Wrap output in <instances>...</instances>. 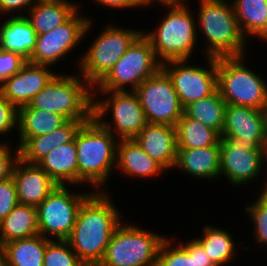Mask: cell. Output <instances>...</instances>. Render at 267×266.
<instances>
[{"label":"cell","mask_w":267,"mask_h":266,"mask_svg":"<svg viewBox=\"0 0 267 266\" xmlns=\"http://www.w3.org/2000/svg\"><path fill=\"white\" fill-rule=\"evenodd\" d=\"M92 194L82 203L76 223L66 241L86 266H98L116 228L121 213L107 194Z\"/></svg>","instance_id":"6da1fadb"},{"label":"cell","mask_w":267,"mask_h":266,"mask_svg":"<svg viewBox=\"0 0 267 266\" xmlns=\"http://www.w3.org/2000/svg\"><path fill=\"white\" fill-rule=\"evenodd\" d=\"M116 136L103 128L94 118L84 123L75 135L78 163V185L90 183L94 187L105 184L116 166Z\"/></svg>","instance_id":"7a4b0ae2"},{"label":"cell","mask_w":267,"mask_h":266,"mask_svg":"<svg viewBox=\"0 0 267 266\" xmlns=\"http://www.w3.org/2000/svg\"><path fill=\"white\" fill-rule=\"evenodd\" d=\"M81 77L80 79V76L55 75L29 105L32 108L60 114L67 120L89 122L93 118L96 89L83 76Z\"/></svg>","instance_id":"3957f363"},{"label":"cell","mask_w":267,"mask_h":266,"mask_svg":"<svg viewBox=\"0 0 267 266\" xmlns=\"http://www.w3.org/2000/svg\"><path fill=\"white\" fill-rule=\"evenodd\" d=\"M198 26L207 43L206 57L245 55L246 38L239 27L233 5L227 0H199ZM246 38V39H245Z\"/></svg>","instance_id":"277c9868"},{"label":"cell","mask_w":267,"mask_h":266,"mask_svg":"<svg viewBox=\"0 0 267 266\" xmlns=\"http://www.w3.org/2000/svg\"><path fill=\"white\" fill-rule=\"evenodd\" d=\"M168 15L153 32L142 31L150 41L161 64L172 60H189L197 41V23L188 6H168ZM194 18V19H193Z\"/></svg>","instance_id":"5b68a950"},{"label":"cell","mask_w":267,"mask_h":266,"mask_svg":"<svg viewBox=\"0 0 267 266\" xmlns=\"http://www.w3.org/2000/svg\"><path fill=\"white\" fill-rule=\"evenodd\" d=\"M244 56L217 58V89L227 104L267 108V84L244 66Z\"/></svg>","instance_id":"8992f818"},{"label":"cell","mask_w":267,"mask_h":266,"mask_svg":"<svg viewBox=\"0 0 267 266\" xmlns=\"http://www.w3.org/2000/svg\"><path fill=\"white\" fill-rule=\"evenodd\" d=\"M166 237L134 225L120 224L98 266H156L161 243Z\"/></svg>","instance_id":"52a82bcc"},{"label":"cell","mask_w":267,"mask_h":266,"mask_svg":"<svg viewBox=\"0 0 267 266\" xmlns=\"http://www.w3.org/2000/svg\"><path fill=\"white\" fill-rule=\"evenodd\" d=\"M150 41L141 33L114 64L108 74L95 86L98 91H134L143 81L152 77L160 68Z\"/></svg>","instance_id":"ba28073f"},{"label":"cell","mask_w":267,"mask_h":266,"mask_svg":"<svg viewBox=\"0 0 267 266\" xmlns=\"http://www.w3.org/2000/svg\"><path fill=\"white\" fill-rule=\"evenodd\" d=\"M105 29V30H104ZM79 61L81 76L95 87L142 31L114 25L104 28Z\"/></svg>","instance_id":"9c48e42d"},{"label":"cell","mask_w":267,"mask_h":266,"mask_svg":"<svg viewBox=\"0 0 267 266\" xmlns=\"http://www.w3.org/2000/svg\"><path fill=\"white\" fill-rule=\"evenodd\" d=\"M98 92L107 95L110 93V95L100 102L93 100V118L106 130L119 134V140L133 139L148 123L134 91ZM110 110H112L113 123L103 121L102 118Z\"/></svg>","instance_id":"30bf717a"},{"label":"cell","mask_w":267,"mask_h":266,"mask_svg":"<svg viewBox=\"0 0 267 266\" xmlns=\"http://www.w3.org/2000/svg\"><path fill=\"white\" fill-rule=\"evenodd\" d=\"M67 189L66 185H58L37 206L39 234L47 239L52 240L49 237L52 234L56 240H66L73 230L82 203L92 194H71Z\"/></svg>","instance_id":"8fae6325"},{"label":"cell","mask_w":267,"mask_h":266,"mask_svg":"<svg viewBox=\"0 0 267 266\" xmlns=\"http://www.w3.org/2000/svg\"><path fill=\"white\" fill-rule=\"evenodd\" d=\"M134 92L138 96L148 123L175 127L184 114V108L172 81L162 68L143 81Z\"/></svg>","instance_id":"7c38bea8"},{"label":"cell","mask_w":267,"mask_h":266,"mask_svg":"<svg viewBox=\"0 0 267 266\" xmlns=\"http://www.w3.org/2000/svg\"><path fill=\"white\" fill-rule=\"evenodd\" d=\"M207 60L209 69L187 65V60H172L161 65L170 77L183 108L217 90V58L207 57Z\"/></svg>","instance_id":"4fadbf2b"},{"label":"cell","mask_w":267,"mask_h":266,"mask_svg":"<svg viewBox=\"0 0 267 266\" xmlns=\"http://www.w3.org/2000/svg\"><path fill=\"white\" fill-rule=\"evenodd\" d=\"M91 26V19L80 16L77 10L62 25L48 33L37 35L36 46L29 62L50 67L78 46Z\"/></svg>","instance_id":"5bb4252c"},{"label":"cell","mask_w":267,"mask_h":266,"mask_svg":"<svg viewBox=\"0 0 267 266\" xmlns=\"http://www.w3.org/2000/svg\"><path fill=\"white\" fill-rule=\"evenodd\" d=\"M220 159V176L224 174L229 182L238 186L259 176L264 161L267 162V151L266 148H249L230 138H220Z\"/></svg>","instance_id":"9a60e30c"},{"label":"cell","mask_w":267,"mask_h":266,"mask_svg":"<svg viewBox=\"0 0 267 266\" xmlns=\"http://www.w3.org/2000/svg\"><path fill=\"white\" fill-rule=\"evenodd\" d=\"M221 138H230L249 148H266L265 110L227 104Z\"/></svg>","instance_id":"2e32d148"},{"label":"cell","mask_w":267,"mask_h":266,"mask_svg":"<svg viewBox=\"0 0 267 266\" xmlns=\"http://www.w3.org/2000/svg\"><path fill=\"white\" fill-rule=\"evenodd\" d=\"M55 75L48 70V65L27 61L17 73L0 84V92L19 109L29 105Z\"/></svg>","instance_id":"e0dca14e"},{"label":"cell","mask_w":267,"mask_h":266,"mask_svg":"<svg viewBox=\"0 0 267 266\" xmlns=\"http://www.w3.org/2000/svg\"><path fill=\"white\" fill-rule=\"evenodd\" d=\"M12 178L19 203L34 207L58 186L38 164H30L20 158L14 166Z\"/></svg>","instance_id":"ac0fdd59"},{"label":"cell","mask_w":267,"mask_h":266,"mask_svg":"<svg viewBox=\"0 0 267 266\" xmlns=\"http://www.w3.org/2000/svg\"><path fill=\"white\" fill-rule=\"evenodd\" d=\"M133 139L149 157L155 159L166 170L175 166L177 138L174 126L147 123Z\"/></svg>","instance_id":"d6986e66"},{"label":"cell","mask_w":267,"mask_h":266,"mask_svg":"<svg viewBox=\"0 0 267 266\" xmlns=\"http://www.w3.org/2000/svg\"><path fill=\"white\" fill-rule=\"evenodd\" d=\"M84 123H86L85 120H68L47 135L28 138L19 147V158L30 164H38L53 148L73 142L76 133Z\"/></svg>","instance_id":"ffe728a7"},{"label":"cell","mask_w":267,"mask_h":266,"mask_svg":"<svg viewBox=\"0 0 267 266\" xmlns=\"http://www.w3.org/2000/svg\"><path fill=\"white\" fill-rule=\"evenodd\" d=\"M220 141L204 148H177L174 167L201 179H217L220 175Z\"/></svg>","instance_id":"44dd1931"},{"label":"cell","mask_w":267,"mask_h":266,"mask_svg":"<svg viewBox=\"0 0 267 266\" xmlns=\"http://www.w3.org/2000/svg\"><path fill=\"white\" fill-rule=\"evenodd\" d=\"M37 34L23 13L12 15L1 24L0 49L19 54L27 61L36 46Z\"/></svg>","instance_id":"7402d4cb"},{"label":"cell","mask_w":267,"mask_h":266,"mask_svg":"<svg viewBox=\"0 0 267 266\" xmlns=\"http://www.w3.org/2000/svg\"><path fill=\"white\" fill-rule=\"evenodd\" d=\"M117 141L116 166L122 173L146 179L166 171L155 159L149 157L134 139Z\"/></svg>","instance_id":"603a6c76"},{"label":"cell","mask_w":267,"mask_h":266,"mask_svg":"<svg viewBox=\"0 0 267 266\" xmlns=\"http://www.w3.org/2000/svg\"><path fill=\"white\" fill-rule=\"evenodd\" d=\"M68 0H37L26 16L37 35L48 33L66 22L78 9Z\"/></svg>","instance_id":"cb8c5ba5"},{"label":"cell","mask_w":267,"mask_h":266,"mask_svg":"<svg viewBox=\"0 0 267 266\" xmlns=\"http://www.w3.org/2000/svg\"><path fill=\"white\" fill-rule=\"evenodd\" d=\"M38 165L57 185L78 184L75 141L53 148Z\"/></svg>","instance_id":"d4e9b609"},{"label":"cell","mask_w":267,"mask_h":266,"mask_svg":"<svg viewBox=\"0 0 267 266\" xmlns=\"http://www.w3.org/2000/svg\"><path fill=\"white\" fill-rule=\"evenodd\" d=\"M68 120L47 110L32 108L30 105L18 109L17 129L19 131L18 148L30 137L42 136L55 131Z\"/></svg>","instance_id":"484cf974"},{"label":"cell","mask_w":267,"mask_h":266,"mask_svg":"<svg viewBox=\"0 0 267 266\" xmlns=\"http://www.w3.org/2000/svg\"><path fill=\"white\" fill-rule=\"evenodd\" d=\"M38 234L37 207L34 206L18 203L0 222V241L3 244Z\"/></svg>","instance_id":"4316f807"},{"label":"cell","mask_w":267,"mask_h":266,"mask_svg":"<svg viewBox=\"0 0 267 266\" xmlns=\"http://www.w3.org/2000/svg\"><path fill=\"white\" fill-rule=\"evenodd\" d=\"M47 239L38 234L4 244L6 266H43Z\"/></svg>","instance_id":"83f0119b"},{"label":"cell","mask_w":267,"mask_h":266,"mask_svg":"<svg viewBox=\"0 0 267 266\" xmlns=\"http://www.w3.org/2000/svg\"><path fill=\"white\" fill-rule=\"evenodd\" d=\"M232 5L242 34L267 41L266 0H234Z\"/></svg>","instance_id":"f1b7e54d"},{"label":"cell","mask_w":267,"mask_h":266,"mask_svg":"<svg viewBox=\"0 0 267 266\" xmlns=\"http://www.w3.org/2000/svg\"><path fill=\"white\" fill-rule=\"evenodd\" d=\"M227 103L217 89L208 97L190 103L184 108V114L198 120L203 125L215 130L220 136L224 128Z\"/></svg>","instance_id":"f546056e"},{"label":"cell","mask_w":267,"mask_h":266,"mask_svg":"<svg viewBox=\"0 0 267 266\" xmlns=\"http://www.w3.org/2000/svg\"><path fill=\"white\" fill-rule=\"evenodd\" d=\"M175 129L177 148H204L216 145L221 138L215 130L185 114L178 120Z\"/></svg>","instance_id":"4dcf8cb0"},{"label":"cell","mask_w":267,"mask_h":266,"mask_svg":"<svg viewBox=\"0 0 267 266\" xmlns=\"http://www.w3.org/2000/svg\"><path fill=\"white\" fill-rule=\"evenodd\" d=\"M203 237L195 239L207 252L208 257L216 266H223L234 256L235 243L229 232L221 228L207 225L203 228Z\"/></svg>","instance_id":"1f68e13d"},{"label":"cell","mask_w":267,"mask_h":266,"mask_svg":"<svg viewBox=\"0 0 267 266\" xmlns=\"http://www.w3.org/2000/svg\"><path fill=\"white\" fill-rule=\"evenodd\" d=\"M172 240L165 238L157 255L156 266H196L195 239L172 247Z\"/></svg>","instance_id":"d6a6232c"},{"label":"cell","mask_w":267,"mask_h":266,"mask_svg":"<svg viewBox=\"0 0 267 266\" xmlns=\"http://www.w3.org/2000/svg\"><path fill=\"white\" fill-rule=\"evenodd\" d=\"M43 266H86L66 240H50L47 243Z\"/></svg>","instance_id":"836d02e7"},{"label":"cell","mask_w":267,"mask_h":266,"mask_svg":"<svg viewBox=\"0 0 267 266\" xmlns=\"http://www.w3.org/2000/svg\"><path fill=\"white\" fill-rule=\"evenodd\" d=\"M246 211L253 222L256 242L267 245V191L261 192L259 199L252 205L248 204Z\"/></svg>","instance_id":"e575fe53"},{"label":"cell","mask_w":267,"mask_h":266,"mask_svg":"<svg viewBox=\"0 0 267 266\" xmlns=\"http://www.w3.org/2000/svg\"><path fill=\"white\" fill-rule=\"evenodd\" d=\"M19 203L14 179L0 182V222L7 217Z\"/></svg>","instance_id":"d590c367"},{"label":"cell","mask_w":267,"mask_h":266,"mask_svg":"<svg viewBox=\"0 0 267 266\" xmlns=\"http://www.w3.org/2000/svg\"><path fill=\"white\" fill-rule=\"evenodd\" d=\"M26 62L19 54L0 49V83L17 73Z\"/></svg>","instance_id":"8d00e7d4"},{"label":"cell","mask_w":267,"mask_h":266,"mask_svg":"<svg viewBox=\"0 0 267 266\" xmlns=\"http://www.w3.org/2000/svg\"><path fill=\"white\" fill-rule=\"evenodd\" d=\"M18 109L12 105L0 92V135L17 127Z\"/></svg>","instance_id":"74e56055"},{"label":"cell","mask_w":267,"mask_h":266,"mask_svg":"<svg viewBox=\"0 0 267 266\" xmlns=\"http://www.w3.org/2000/svg\"><path fill=\"white\" fill-rule=\"evenodd\" d=\"M7 143H0V182L12 177L13 169L19 159V148L15 150L14 156Z\"/></svg>","instance_id":"f35d334b"},{"label":"cell","mask_w":267,"mask_h":266,"mask_svg":"<svg viewBox=\"0 0 267 266\" xmlns=\"http://www.w3.org/2000/svg\"><path fill=\"white\" fill-rule=\"evenodd\" d=\"M37 2V0H0V14L12 12H23V9L30 10V8ZM22 10V11H21Z\"/></svg>","instance_id":"ab89813d"},{"label":"cell","mask_w":267,"mask_h":266,"mask_svg":"<svg viewBox=\"0 0 267 266\" xmlns=\"http://www.w3.org/2000/svg\"><path fill=\"white\" fill-rule=\"evenodd\" d=\"M96 3L110 8L126 9L143 7L141 0H95Z\"/></svg>","instance_id":"60d3db41"},{"label":"cell","mask_w":267,"mask_h":266,"mask_svg":"<svg viewBox=\"0 0 267 266\" xmlns=\"http://www.w3.org/2000/svg\"><path fill=\"white\" fill-rule=\"evenodd\" d=\"M195 262L196 266H216L212 260L208 257L207 252L202 246L195 240Z\"/></svg>","instance_id":"b9f144b4"},{"label":"cell","mask_w":267,"mask_h":266,"mask_svg":"<svg viewBox=\"0 0 267 266\" xmlns=\"http://www.w3.org/2000/svg\"><path fill=\"white\" fill-rule=\"evenodd\" d=\"M153 1H156V0H143L142 1V5L145 7L152 4ZM158 2L162 3V6L164 5L165 7H168V6H183L185 5V0H157Z\"/></svg>","instance_id":"7bdbcfd3"},{"label":"cell","mask_w":267,"mask_h":266,"mask_svg":"<svg viewBox=\"0 0 267 266\" xmlns=\"http://www.w3.org/2000/svg\"><path fill=\"white\" fill-rule=\"evenodd\" d=\"M0 266H6L5 247L0 241Z\"/></svg>","instance_id":"ee69618b"},{"label":"cell","mask_w":267,"mask_h":266,"mask_svg":"<svg viewBox=\"0 0 267 266\" xmlns=\"http://www.w3.org/2000/svg\"><path fill=\"white\" fill-rule=\"evenodd\" d=\"M266 151H267V141H266ZM267 171V170H266ZM267 175V174H266ZM266 180H267V178H266ZM262 191H267V182H266V184H265V188L262 190Z\"/></svg>","instance_id":"f6af8a7d"}]
</instances>
